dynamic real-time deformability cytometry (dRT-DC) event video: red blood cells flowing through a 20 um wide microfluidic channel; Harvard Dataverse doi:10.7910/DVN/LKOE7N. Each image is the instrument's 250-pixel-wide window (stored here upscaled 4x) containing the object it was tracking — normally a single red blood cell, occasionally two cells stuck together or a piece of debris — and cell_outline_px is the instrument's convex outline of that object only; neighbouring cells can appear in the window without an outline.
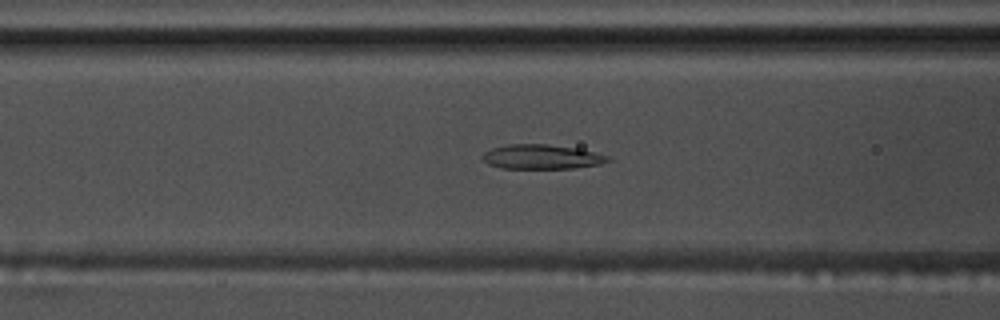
{"species": "common noctule bat (a hibernating species)", "species_latin": "Nyctalus noctula", "temperature_condition": "warm", "stored_images_in_passage": 42, "segment_of_instrument_passage": [1, 2], "camera_frame_rate_fps": 3000, "um_per_image_px": 0.085, "animal": {"sex": "male", "body_mass_g": 17.5, "forearm_length_mm": 52.3}, "frame": {"image": 1, "passage_image": 14, "time_ms": 4.333, "image_size_px": [1000, 320], "cell_outline_px": [[612, 160], [600, 164], [572, 168], [500, 168], [488, 164], [480, 156], [484, 152], [492, 148], [508, 144], [548, 144], [576, 148], [608, 156]], "centroid_in_image_um": [46.0, 13.33], "position_along_channel_um": 120.6, "area_um2": 17.8}}
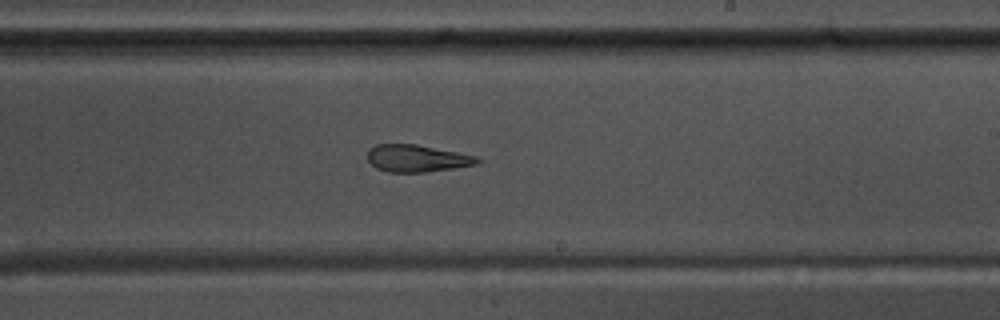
{"frame": {"image": 2, "passage_image": 25, "time_ms": 8.0, "image_size_px": [1000, 320], "cell_outline_px": [[480, 160], [476, 164], [452, 168], [424, 172], [388, 172], [376, 168], [368, 160], [368, 148], [376, 144], [416, 144], [476, 156]], "centroid_in_image_um": [35.38, 13.45], "position_along_channel_um": 253.6, "area_um2": 17.17}}
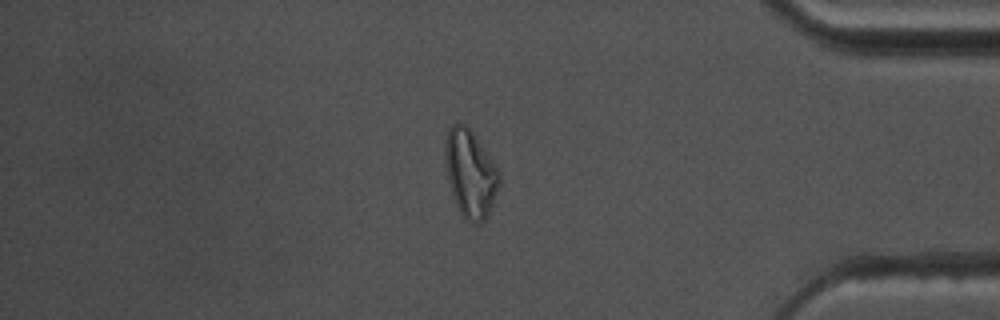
{"frame": {"image": 3, "passage_image": 39, "time_ms": 12.667, "image_size_px": [1000, 320], "cell_outline_px": [[500, 184], [492, 204], [484, 220], [480, 224], [472, 224], [460, 212], [452, 196], [444, 156], [444, 148], [448, 132], [452, 124], [464, 124], [472, 132], [500, 172]], "centroid_in_image_um": [39.98, 14.78], "position_along_channel_um": 395.2, "area_um2": 27.05}}